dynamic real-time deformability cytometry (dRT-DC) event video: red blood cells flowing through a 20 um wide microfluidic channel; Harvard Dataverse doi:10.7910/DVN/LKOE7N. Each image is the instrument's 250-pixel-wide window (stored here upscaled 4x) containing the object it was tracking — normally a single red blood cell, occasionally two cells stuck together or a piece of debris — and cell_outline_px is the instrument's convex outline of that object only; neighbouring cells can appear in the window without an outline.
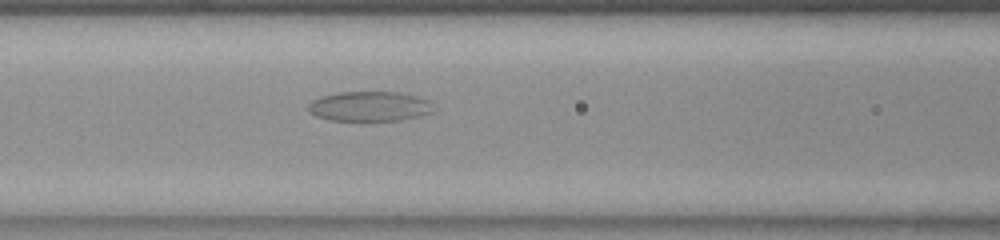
{"species": "common noctule bat (a hibernating species)", "species_latin": "Nyctalus noctula", "temperature_condition": "room temperature", "stored_images_in_passage": 39, "camera_frame_rate_fps": 3000, "um_per_image_px": 0.085, "animal": {"sex": "female", "body_mass_g": 23.0, "forearm_length_mm": 53.4}, "frame": {"image": 1, "passage_image": 6, "time_ms": 1.667, "image_size_px": [1000, 240], "cell_outline_px": [[432, 112], [400, 120], [328, 120], [316, 116], [308, 108], [308, 104], [312, 100], [320, 96], [340, 92], [400, 92], [416, 96], [428, 100]], "centroid_in_image_um": [31.35, 9.03], "position_along_channel_um": 135.2, "area_um2": 21.44}}
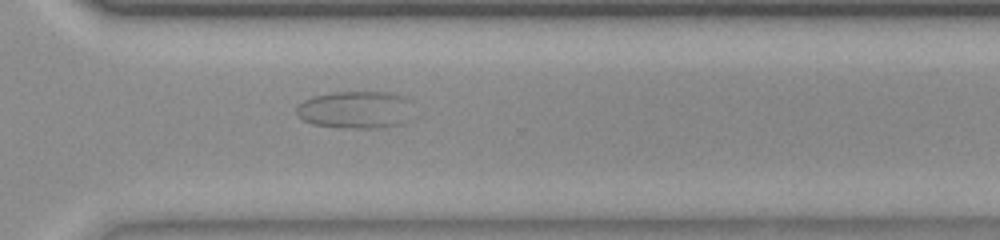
{"frame": {"image": 2, "passage_image": 23, "time_ms": 7.333, "image_size_px": [1000, 240], "cell_outline_px": [[408, 120], [400, 124], [384, 128], [344, 128], [312, 124], [296, 116], [296, 108], [304, 100], [312, 96], [332, 92], [384, 92], [404, 96], [408, 100]], "centroid_in_image_um": [30.15, 9.34], "position_along_channel_um": 340.4, "area_um2": 25.37}}
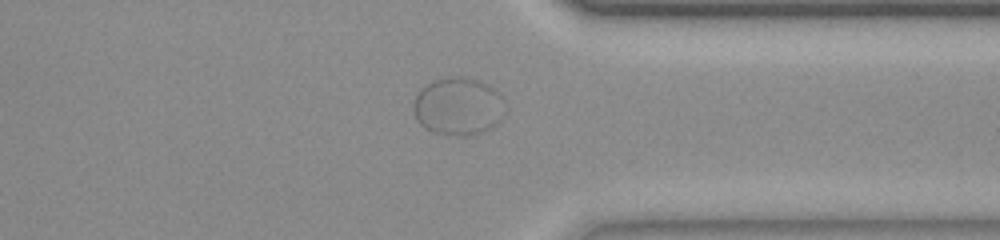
{"frame": {"image": 3, "passage_image": 26, "time_ms": 8.333, "image_size_px": [1000, 240], "cell_outline_px": [[504, 100], [500, 120], [492, 128], [480, 132], [464, 136], [432, 132], [424, 128], [416, 120], [412, 112], [412, 104], [416, 92], [420, 88], [432, 80], [452, 76], [464, 76], [480, 80], [496, 88]], "centroid_in_image_um": [38.89, 9.01], "position_along_channel_um": 372.5, "area_um2": 31.39}}